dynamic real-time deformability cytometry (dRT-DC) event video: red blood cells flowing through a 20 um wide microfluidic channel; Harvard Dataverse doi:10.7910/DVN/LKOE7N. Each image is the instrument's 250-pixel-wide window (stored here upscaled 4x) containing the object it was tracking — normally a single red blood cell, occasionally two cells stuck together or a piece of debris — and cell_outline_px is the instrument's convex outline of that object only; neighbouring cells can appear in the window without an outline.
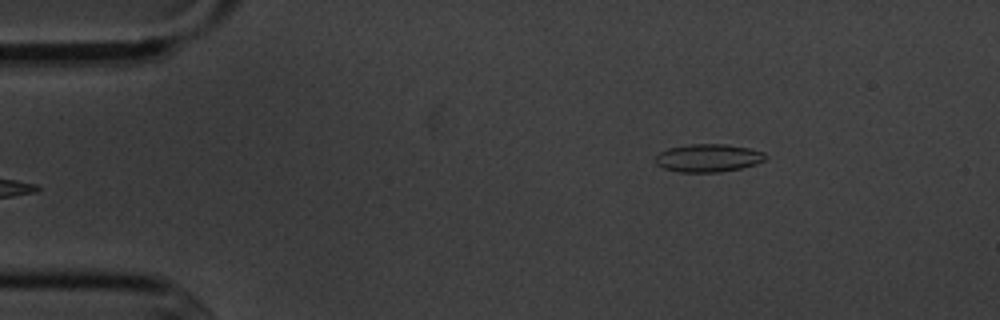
{"species": "common noctule bat (a hibernating species)", "species_latin": "Nyctalus noctula", "temperature_condition": "cold", "stored_images_in_passage": 7, "camera_frame_rate_fps": 3000, "um_per_image_px": 0.085, "animal": {"sex": "male", "body_mass_g": 20.1, "forearm_length_mm": 53.5}, "frame": {"image": 1, "passage_image": 7, "time_ms": 7.667, "image_size_px": [1000, 320], "cell_outline_px": [[768, 156], [764, 160], [756, 164], [740, 168], [720, 172], [680, 172], [664, 168], [656, 164], [656, 156], [660, 152], [668, 148], [692, 144], [724, 144], [748, 148], [764, 152]], "centroid_in_image_um": [60.21, 13.43], "position_along_channel_um": 24.8, "area_um2": 17.8}}